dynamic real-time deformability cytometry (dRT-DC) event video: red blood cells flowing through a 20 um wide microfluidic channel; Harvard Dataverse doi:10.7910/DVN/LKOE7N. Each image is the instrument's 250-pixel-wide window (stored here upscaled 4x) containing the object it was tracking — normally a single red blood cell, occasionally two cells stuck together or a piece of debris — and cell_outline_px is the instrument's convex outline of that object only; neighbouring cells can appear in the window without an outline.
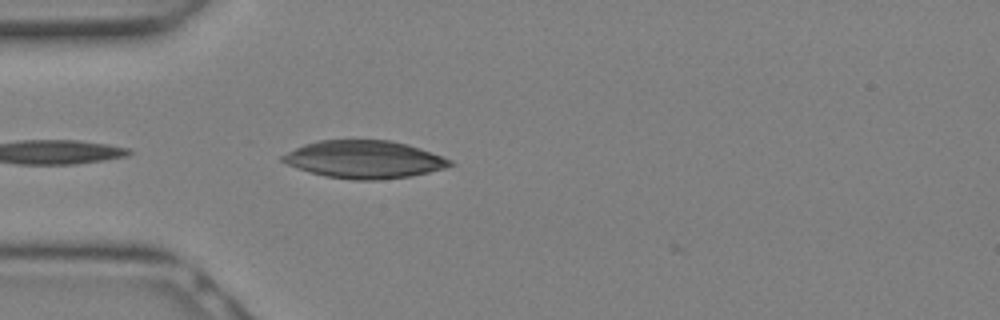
{"species": "Egyptian fruit bat (a non-hibernating species)", "species_latin": "Rousettus aegyptiacus", "temperature_condition": "warm", "stored_images_in_passage": 9, "camera_frame_rate_fps": 3000, "um_per_image_px": 0.085, "animal": {"sex": "female"}, "frame": {"image": 1, "passage_image": 6, "time_ms": 1.667, "image_size_px": [1000, 320], "cell_outline_px": [[456, 164], [444, 168], [428, 172], [408, 176], [376, 180], [356, 180], [324, 176], [288, 164], [280, 160], [280, 156], [304, 144], [320, 140], [388, 140], [408, 144], [420, 148], [452, 160]], "centroid_in_image_um": [30.98, 13.54], "position_along_channel_um": 54.0, "area_um2": 36.41}}
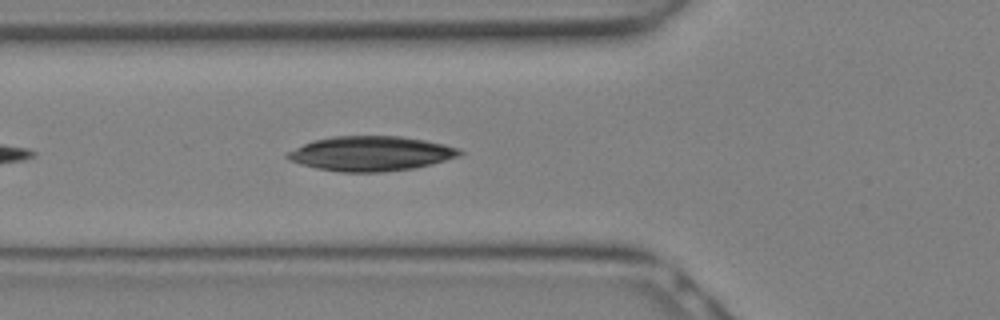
{"frame": {"image": 2, "passage_image": 8, "time_ms": 2.333, "image_size_px": [1000, 320], "cell_outline_px": [[464, 152], [460, 156], [432, 164], [412, 168], [384, 172], [340, 172], [316, 168], [300, 164], [288, 160], [284, 156], [288, 152], [312, 140], [332, 136], [400, 136], [424, 140], [444, 144], [460, 148]], "centroid_in_image_um": [31.52, 13.05], "position_along_channel_um": 94.3, "area_um2": 34.97}}